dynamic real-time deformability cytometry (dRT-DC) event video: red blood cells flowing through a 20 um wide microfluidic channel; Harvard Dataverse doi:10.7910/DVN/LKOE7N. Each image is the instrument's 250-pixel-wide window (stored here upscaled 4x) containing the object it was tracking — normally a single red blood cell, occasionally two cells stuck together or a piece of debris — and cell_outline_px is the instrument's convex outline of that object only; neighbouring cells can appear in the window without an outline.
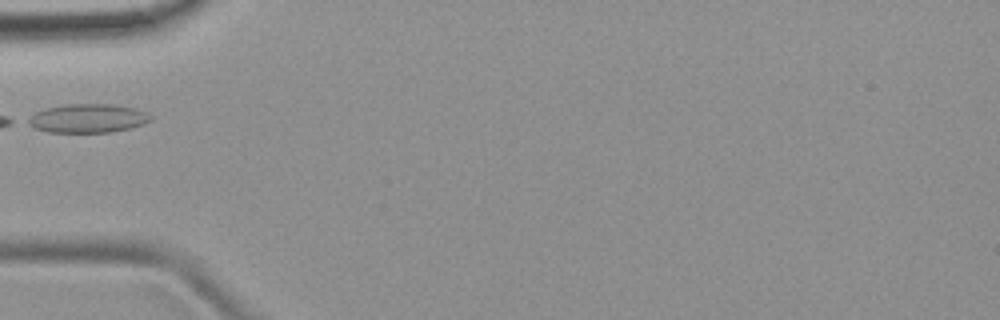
{"species": "common noctule bat (a hibernating species)", "species_latin": "Nyctalus noctula", "temperature_condition": "room temperature", "stored_images_in_passage": 2, "camera_frame_rate_fps": 3000, "um_per_image_px": 0.085, "animal": {"sex": "female", "body_mass_g": 19.9}, "frame": {"image": 1, "passage_image": 1, "time_ms": 0.0, "image_size_px": [1000, 320], "cell_outline_px": [[152, 120], [144, 124], [132, 128], [112, 132], [48, 132], [36, 128], [28, 124], [24, 120], [36, 112], [44, 108], [68, 104], [112, 104], [136, 108], [148, 112], [152, 116]], "centroid_in_image_um": [7.5, 10.05], "position_along_channel_um": 77.5, "area_um2": 20.81}}
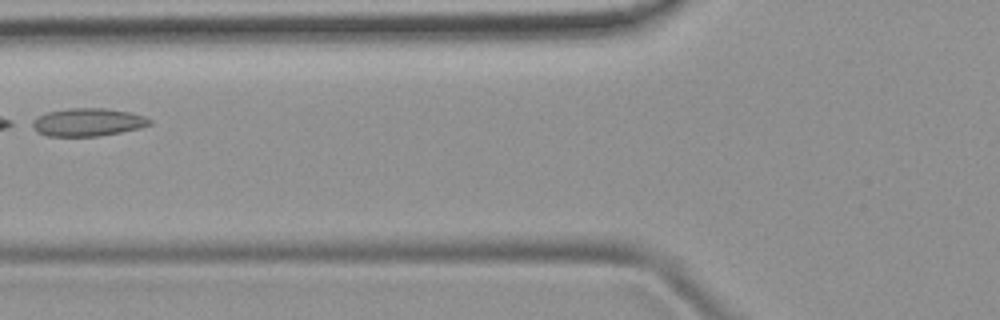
{"frame": {"image": 2, "passage_image": 2, "time_ms": 1.0, "image_size_px": [1000, 320], "cell_outline_px": [[152, 124], [140, 128], [100, 136], [48, 136], [36, 132], [24, 124], [48, 112], [68, 108], [104, 108], [128, 112], [144, 116], [152, 120]], "centroid_in_image_um": [7.38, 10.39], "position_along_channel_um": 118.4, "area_um2": 19.36}}